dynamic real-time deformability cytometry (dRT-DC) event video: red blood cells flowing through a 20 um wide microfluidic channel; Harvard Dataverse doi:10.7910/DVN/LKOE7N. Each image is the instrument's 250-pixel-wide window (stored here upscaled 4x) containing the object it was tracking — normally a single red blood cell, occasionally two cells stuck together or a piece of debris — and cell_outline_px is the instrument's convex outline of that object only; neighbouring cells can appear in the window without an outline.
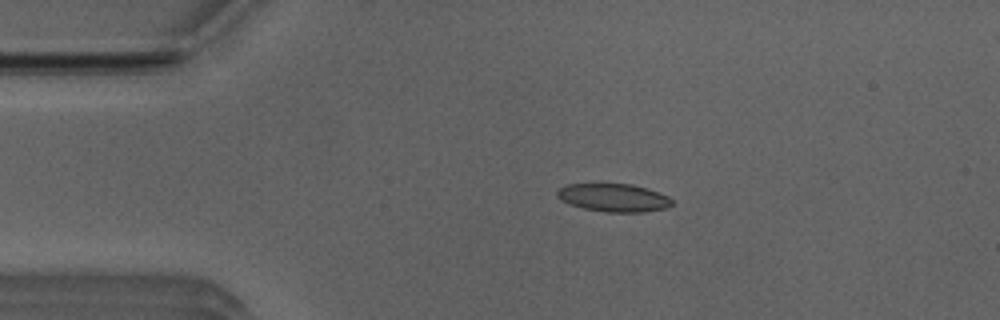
{"species": "Egyptian fruit bat (a non-hibernating species)", "species_latin": "Rousettus aegyptiacus", "temperature_condition": "room temperature", "stored_images_in_passage": 50, "camera_frame_rate_fps": 3000, "um_per_image_px": 0.085, "animal": {"sex": "male"}, "frame": {"image": 1, "passage_image": 9, "time_ms": 2.667, "image_size_px": [1000, 320], "cell_outline_px": [[672, 204], [664, 208], [644, 212], [604, 212], [584, 208], [568, 204], [560, 200], [556, 196], [556, 192], [560, 188], [568, 184], [632, 184], [668, 196], [672, 200]], "centroid_in_image_um": [52.11, 16.81], "position_along_channel_um": 32.9, "area_um2": 18.61}}
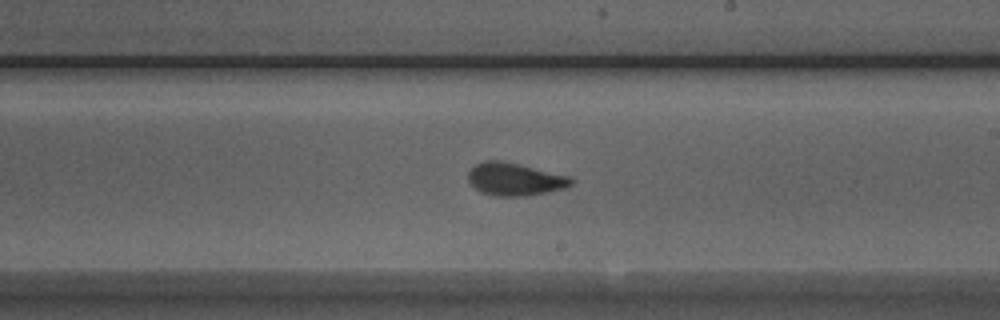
{"frame": {"image": 2, "passage_image": 28, "time_ms": 9.0, "image_size_px": [1000, 320], "cell_outline_px": [[572, 184], [568, 188], [524, 196], [496, 196], [480, 192], [468, 180], [468, 172], [476, 164], [484, 160], [500, 160], [520, 164], [568, 176], [572, 180]], "centroid_in_image_um": [43.74, 15.23], "position_along_channel_um": 245.3, "area_um2": 19.54}}
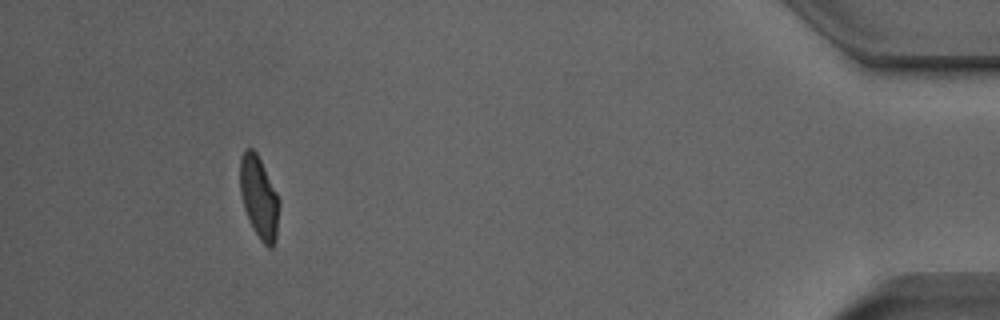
{"frame": {"image": 3, "passage_image": 46, "time_ms": 15.0, "image_size_px": [1000, 320], "cell_outline_px": [[280, 204], [276, 240], [272, 248], [268, 248], [260, 240], [252, 228], [244, 208], [240, 192], [240, 156], [244, 148], [252, 148], [256, 152], [280, 200]], "centroid_in_image_um": [22.02, 16.8], "position_along_channel_um": 413.2, "area_um2": 18.84}, "authors_computed_cell_mechanics": {"area_um2": 19.1896, "velocity_mm_per_s": 3.9712, "shape_relaxation_time_tau1_ms": 4.2139, "shape_relaxation_time_tau2_ms": 1.2689, "deformation_change_tau1": 0.1391, "deformation_change_tau2": 0.0705}}